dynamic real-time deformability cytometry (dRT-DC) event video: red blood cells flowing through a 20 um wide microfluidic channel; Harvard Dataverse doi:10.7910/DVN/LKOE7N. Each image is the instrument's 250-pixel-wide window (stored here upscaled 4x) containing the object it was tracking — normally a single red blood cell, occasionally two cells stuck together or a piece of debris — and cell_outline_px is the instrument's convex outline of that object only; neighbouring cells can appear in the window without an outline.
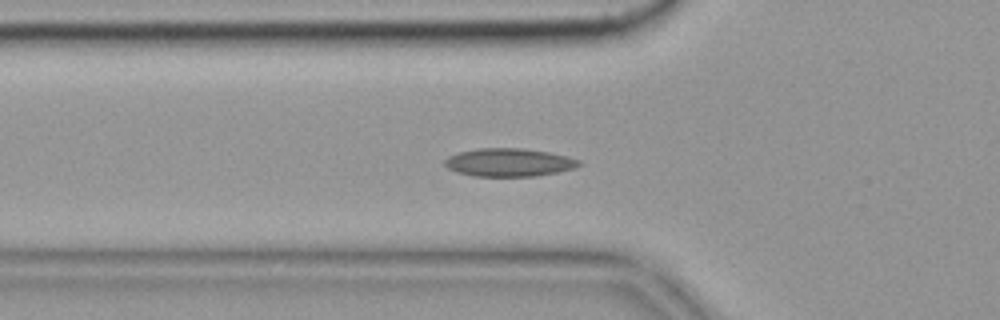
{"species": "common noctule bat (a hibernating species)", "species_latin": "Nyctalus noctula", "temperature_condition": "cold", "stored_images_in_passage": 44, "camera_frame_rate_fps": 3000, "um_per_image_px": 0.085, "animal": {"sex": "female", "body_mass_g": 19.9}, "frame": {"image": 1, "passage_image": 7, "time_ms": 2.0, "image_size_px": [1000, 320], "cell_outline_px": [[584, 164], [576, 168], [536, 176], [476, 176], [456, 172], [448, 168], [444, 164], [444, 160], [448, 156], [460, 152], [480, 148], [524, 148], [548, 152], [568, 156], [580, 160]], "centroid_in_image_um": [43.3, 13.8], "position_along_channel_um": 82.5, "area_um2": 22.08}, "authors_computed_cell_mechanics": {"area_um2": 20.4323, "velocity_mm_per_s": 3.5636, "shape_relaxation_time_tau1_ms": null, "shape_relaxation_time_tau2_ms": 3.855, "deformation_change_tau1": null, "deformation_change_tau2": 0.0818}}